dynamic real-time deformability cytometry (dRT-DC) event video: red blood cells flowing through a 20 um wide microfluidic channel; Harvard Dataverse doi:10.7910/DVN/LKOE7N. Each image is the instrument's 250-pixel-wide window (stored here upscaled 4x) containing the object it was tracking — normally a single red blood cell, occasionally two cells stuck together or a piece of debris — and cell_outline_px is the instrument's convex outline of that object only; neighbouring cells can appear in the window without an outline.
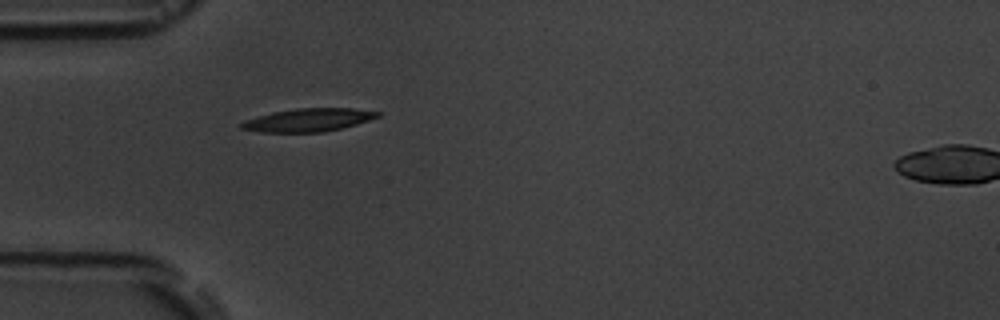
{"species": "common noctule bat (a hibernating species)", "species_latin": "Nyctalus noctula", "temperature_condition": "room temperature", "stored_images_in_passage": 2, "segment_of_instrument_passage": [1, 2], "camera_frame_rate_fps": 3000, "um_per_image_px": 0.085, "animal": {"sex": "male", "body_mass_g": 19.5, "forearm_length_mm": 54.6}, "frame": {"image": 1, "passage_image": 1, "time_ms": 0.0, "image_size_px": [1000, 320], "cell_outline_px": [[380, 116], [356, 124], [324, 132], [260, 132], [240, 128], [236, 124], [244, 120], [272, 112], [296, 108], [352, 108], [380, 112]], "centroid_in_image_um": [26.14, 10.2], "position_along_channel_um": 58.9, "area_um2": 18.32}}